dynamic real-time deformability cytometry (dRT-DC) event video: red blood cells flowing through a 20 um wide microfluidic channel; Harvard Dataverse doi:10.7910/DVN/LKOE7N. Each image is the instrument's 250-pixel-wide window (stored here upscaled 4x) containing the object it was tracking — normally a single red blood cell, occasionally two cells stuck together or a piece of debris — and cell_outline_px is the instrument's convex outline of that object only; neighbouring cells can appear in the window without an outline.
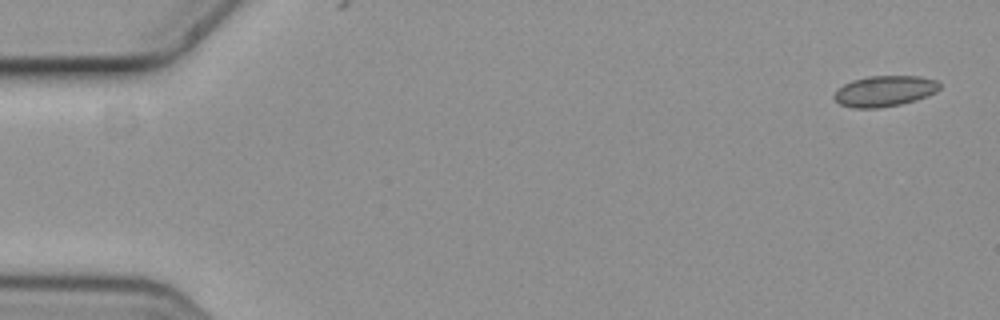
{"species": "common noctule bat (a hibernating species)", "species_latin": "Nyctalus noctula", "temperature_condition": "cold", "stored_images_in_passage": 5, "camera_frame_rate_fps": 3000, "um_per_image_px": 0.085, "animal": {"sex": "female", "body_mass_g": 19.3, "forearm_length_mm": 54.1}, "frame": {"image": 1, "passage_image": 1, "time_ms": 0.0, "image_size_px": [1000, 320], "cell_outline_px": [[940, 88], [936, 92], [928, 96], [916, 100], [900, 104], [880, 108], [852, 108], [840, 104], [832, 96], [836, 88], [852, 80], [868, 76], [920, 76], [936, 80], [940, 84]], "centroid_in_image_um": [75.17, 7.74], "position_along_channel_um": 9.8, "area_um2": 19.13}}